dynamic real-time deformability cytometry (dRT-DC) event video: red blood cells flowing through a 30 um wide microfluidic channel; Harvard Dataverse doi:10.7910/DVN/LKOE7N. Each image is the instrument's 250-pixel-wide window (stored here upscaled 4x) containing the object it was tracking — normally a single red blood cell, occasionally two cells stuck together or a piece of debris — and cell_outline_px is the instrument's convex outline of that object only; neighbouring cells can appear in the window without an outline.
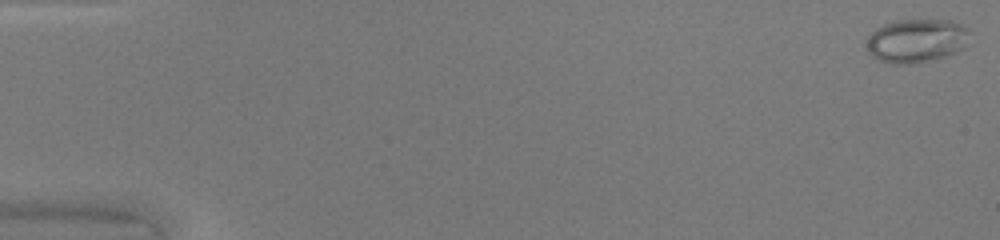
{"species": "common noctule bat (a hibernating species)", "species_latin": "Nyctalus noctula", "temperature_condition": "warm", "stored_images_in_passage": 49, "camera_frame_rate_fps": 3000, "um_per_image_px": 0.085, "animal": {"sex": "female", "body_mass_g": 20.0, "forearm_length_mm": 54.0}, "frame": {"image": 1, "passage_image": 1, "time_ms": 0.0, "image_size_px": [1000, 240], "cell_outline_px": [[968, 32], [964, 44], [960, 48], [944, 56], [912, 64], [896, 64], [880, 60], [872, 56], [868, 52], [868, 36], [876, 28], [884, 24], [896, 20], [948, 20], [960, 24], [968, 28]], "centroid_in_image_um": [77.84, 3.44], "position_along_channel_um": 7.2, "area_um2": 25.61}}
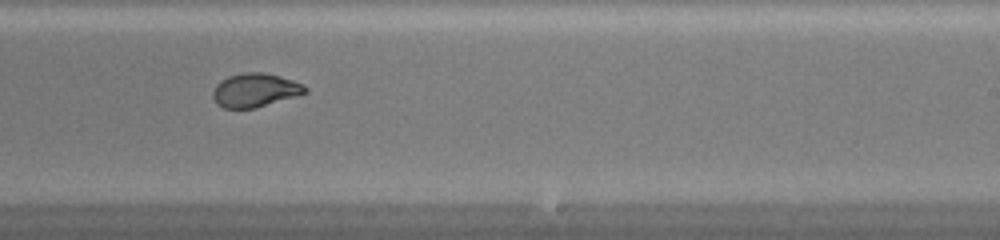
{"frame": {"image": 2, "passage_image": 31, "time_ms": 10.0, "image_size_px": [1000, 240], "cell_outline_px": [[308, 92], [296, 96], [256, 108], [224, 108], [216, 104], [212, 96], [212, 92], [216, 84], [220, 80], [228, 76], [244, 72], [260, 72], [280, 76], [292, 80], [308, 88]], "centroid_in_image_um": [21.64, 7.67], "position_along_channel_um": 267.4, "area_um2": 18.15}}
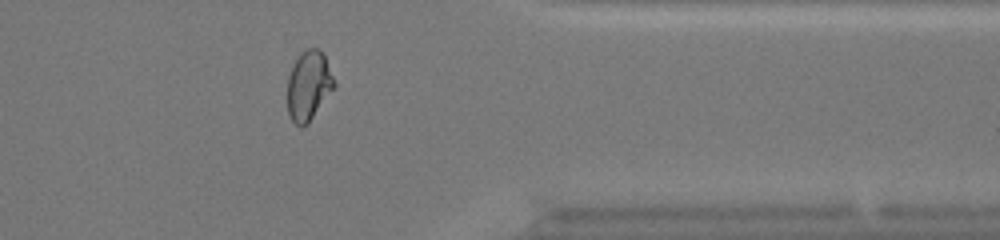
{"frame": {"image": 3, "passage_image": 40, "time_ms": 13.0, "image_size_px": [1000, 240], "cell_outline_px": [[336, 84], [308, 124], [300, 128], [292, 120], [288, 112], [288, 76], [296, 60], [308, 48], [320, 48], [324, 56]], "centroid_in_image_um": [26.23, 7.31], "position_along_channel_um": 385.2, "area_um2": 18.5}, "authors_computed_cell_mechanics": {"area_um2": 20.9236, "velocity_mm_per_s": 4.2941, "shape_relaxation_time_tau1_ms": 6.5715, "shape_relaxation_time_tau2_ms": null, "deformation_change_tau1": 0.2502, "deformation_change_tau2": null}}